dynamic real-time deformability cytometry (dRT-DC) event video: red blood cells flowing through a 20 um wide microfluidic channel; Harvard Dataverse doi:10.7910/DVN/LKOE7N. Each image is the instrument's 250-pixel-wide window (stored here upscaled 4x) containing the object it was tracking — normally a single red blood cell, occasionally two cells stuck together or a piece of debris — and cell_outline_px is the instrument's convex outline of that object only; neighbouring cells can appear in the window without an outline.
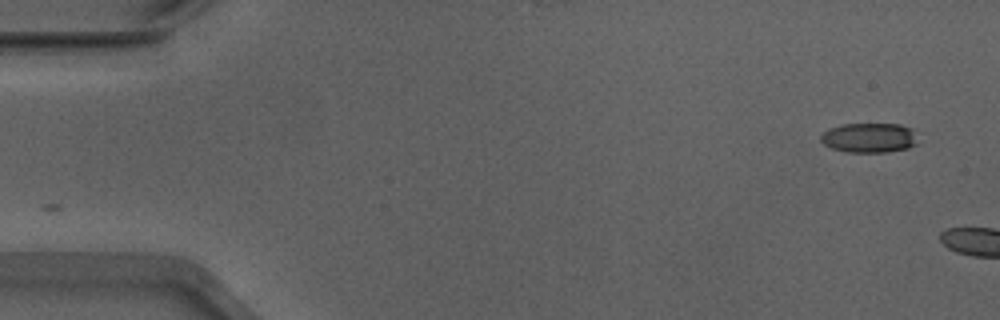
{"species": "Egyptian fruit bat (a non-hibernating species)", "species_latin": "Rousettus aegyptiacus", "temperature_condition": "warm", "stored_images_in_passage": 4, "camera_frame_rate_fps": 3000, "um_per_image_px": 0.085, "animal": {"sex": "male"}, "frame": {"image": 1, "passage_image": 1, "time_ms": 0.0, "image_size_px": [1000, 320], "cell_outline_px": [[916, 144], [908, 148], [888, 152], [848, 152], [832, 148], [824, 144], [820, 140], [820, 136], [828, 128], [840, 124], [900, 124], [912, 128]], "centroid_in_image_um": [73.85, 11.7], "position_along_channel_um": 11.2, "area_um2": 16.76}}